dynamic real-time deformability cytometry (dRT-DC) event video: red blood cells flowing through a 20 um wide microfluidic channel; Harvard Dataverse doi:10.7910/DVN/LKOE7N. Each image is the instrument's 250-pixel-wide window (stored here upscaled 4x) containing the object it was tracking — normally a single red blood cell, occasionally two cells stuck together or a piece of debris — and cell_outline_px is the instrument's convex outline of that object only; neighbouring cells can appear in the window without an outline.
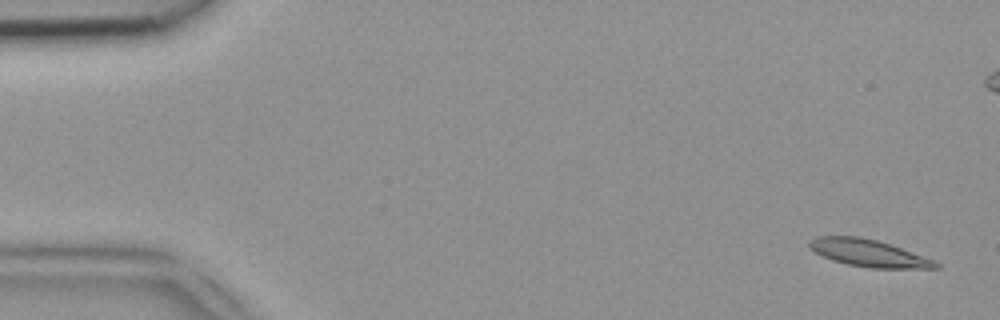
{"species": "common noctule bat (a hibernating species)", "species_latin": "Nyctalus noctula", "temperature_condition": "room temperature", "stored_images_in_passage": 50, "camera_frame_rate_fps": 3000, "um_per_image_px": 0.085, "animal": {"sex": "female", "body_mass_g": 18.4}, "frame": {"image": 1, "passage_image": 2, "time_ms": 0.333, "image_size_px": [1000, 320], "cell_outline_px": [[940, 268], [872, 268], [848, 264], [832, 260], [808, 248], [808, 240], [816, 236], [860, 236], [876, 240], [900, 248], [932, 260], [940, 264]], "centroid_in_image_um": [73.75, 21.5], "position_along_channel_um": 11.2, "area_um2": 19.65}}
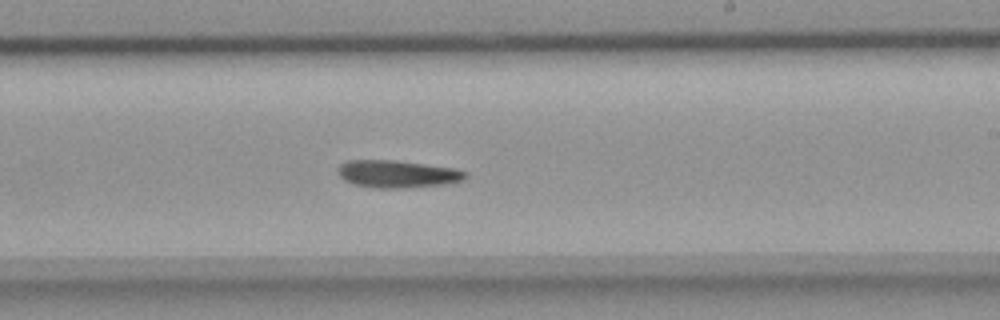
{"frame": {"image": 2, "passage_image": 29, "time_ms": 9.333, "image_size_px": [1000, 320], "cell_outline_px": [[468, 176], [464, 180], [444, 184], [408, 188], [372, 188], [352, 184], [344, 180], [340, 176], [340, 164], [348, 160], [396, 160], [456, 168], [468, 172]], "centroid_in_image_um": [33.82, 14.79], "position_along_channel_um": 255.2, "area_um2": 20.58}}
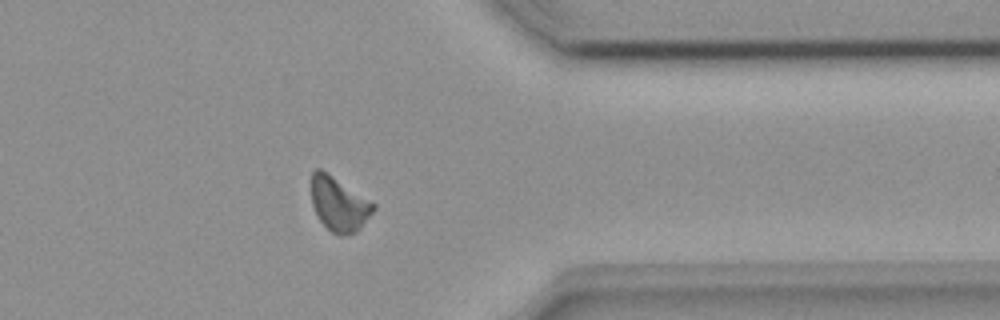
{"frame": {"image": 3, "passage_image": 39, "time_ms": 12.667, "image_size_px": [1000, 320], "cell_outline_px": [[376, 208], [360, 228], [356, 232], [340, 236], [332, 232], [316, 216], [312, 204], [312, 172], [316, 168], [320, 168], [376, 204]], "centroid_in_image_um": [28.81, 17.35], "position_along_channel_um": 382.6, "area_um2": 19.36}}